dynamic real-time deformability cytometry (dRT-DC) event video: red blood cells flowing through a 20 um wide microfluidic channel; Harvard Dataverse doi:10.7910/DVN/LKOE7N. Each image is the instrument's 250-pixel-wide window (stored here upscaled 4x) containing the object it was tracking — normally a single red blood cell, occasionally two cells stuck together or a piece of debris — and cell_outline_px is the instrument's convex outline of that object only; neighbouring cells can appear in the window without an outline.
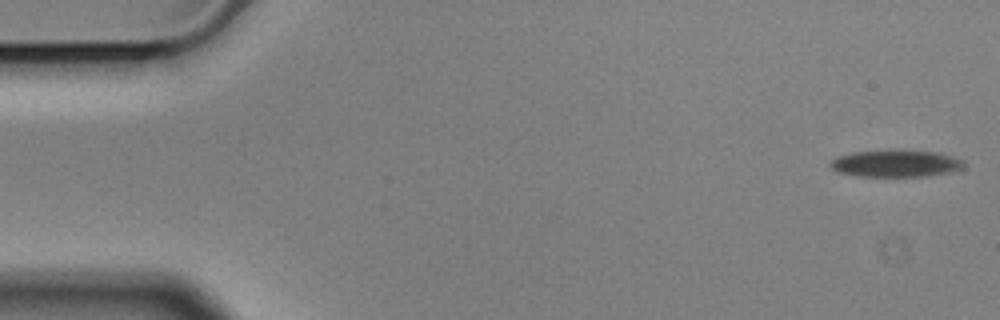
{"species": "Egyptian fruit bat (a non-hibernating species)", "species_latin": "Rousettus aegyptiacus", "temperature_condition": "cold", "stored_images_in_passage": 56, "camera_frame_rate_fps": 3000, "um_per_image_px": 0.085, "animal": {"sex": "male"}, "frame": {"image": 1, "passage_image": 1, "time_ms": 0.0, "image_size_px": [1000, 320], "cell_outline_px": [[964, 168], [928, 176], [860, 176], [840, 172], [832, 168], [828, 164], [836, 156], [852, 152], [936, 152], [952, 156], [964, 160]], "centroid_in_image_um": [76.14, 13.92], "position_along_channel_um": 8.9, "area_um2": 20.17}}
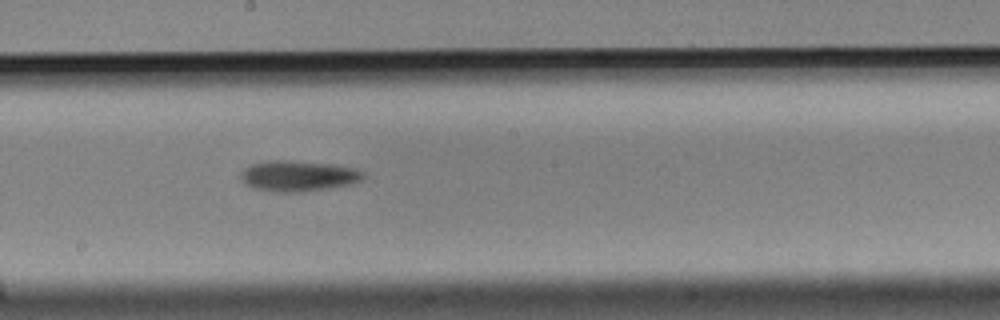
{"frame": {"image": 2, "passage_image": 30, "time_ms": 9.667, "image_size_px": [1000, 320], "cell_outline_px": [[364, 176], [360, 180], [352, 184], [328, 188], [300, 192], [276, 192], [256, 188], [248, 184], [240, 176], [240, 172], [248, 164], [268, 160], [288, 160], [336, 164], [356, 168], [364, 172]], "centroid_in_image_um": [25.37, 14.93], "position_along_channel_um": 222.8, "area_um2": 22.02}}
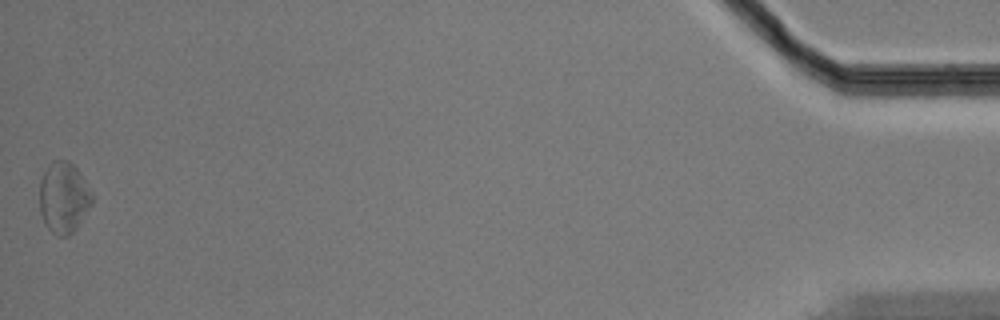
{"frame": {"image": 3, "passage_image": 56, "time_ms": 18.333, "image_size_px": [1000, 320], "cell_outline_px": [[92, 204], [76, 228], [68, 236], [56, 236], [48, 228], [40, 212], [40, 180], [48, 164], [52, 160], [68, 160], [80, 172], [92, 192]], "centroid_in_image_um": [5.41, 16.78], "position_along_channel_um": 429.8, "area_um2": 21.68}}